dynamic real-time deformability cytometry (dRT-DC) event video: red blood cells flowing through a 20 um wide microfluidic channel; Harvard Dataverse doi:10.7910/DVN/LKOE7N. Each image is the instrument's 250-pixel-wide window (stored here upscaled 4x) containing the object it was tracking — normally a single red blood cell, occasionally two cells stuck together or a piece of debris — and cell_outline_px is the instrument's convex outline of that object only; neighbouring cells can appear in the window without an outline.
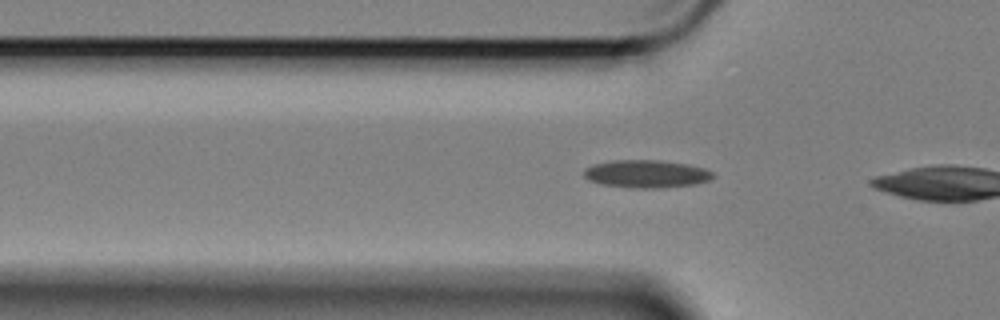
{"species": "Egyptian fruit bat (a non-hibernating species)", "species_latin": "Rousettus aegyptiacus", "temperature_condition": "cold", "stored_images_in_passage": 9, "camera_frame_rate_fps": 3000, "um_per_image_px": 0.085, "animal": {"sex": "female"}, "frame": {"image": 1, "passage_image": 6, "time_ms": 1.667, "image_size_px": [1000, 320], "cell_outline_px": [[716, 176], [708, 180], [696, 184], [664, 188], [632, 188], [600, 184], [588, 180], [584, 176], [584, 168], [592, 164], [612, 160], [660, 160], [688, 164], [704, 168], [712, 172]], "centroid_in_image_um": [54.93, 14.78], "position_along_channel_um": 70.9, "area_um2": 21.15}}